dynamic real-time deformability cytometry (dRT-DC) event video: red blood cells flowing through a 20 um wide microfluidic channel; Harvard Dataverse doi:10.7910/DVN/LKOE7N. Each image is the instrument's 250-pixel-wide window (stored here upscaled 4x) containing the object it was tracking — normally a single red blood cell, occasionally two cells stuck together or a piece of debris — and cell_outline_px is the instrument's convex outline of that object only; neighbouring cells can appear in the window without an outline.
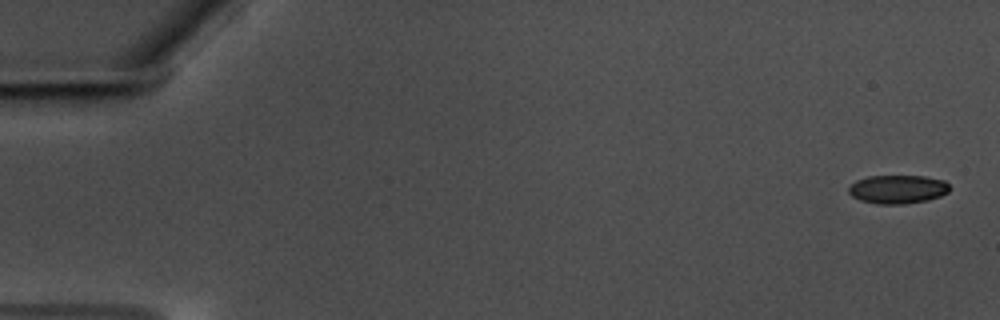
{"species": "common noctule bat (a hibernating species)", "species_latin": "Nyctalus noctula", "temperature_condition": "warm", "stored_images_in_passage": 51, "camera_frame_rate_fps": 3000, "um_per_image_px": 0.085, "animal": {"sex": "male", "body_mass_g": 17.5, "forearm_length_mm": 52.3}, "frame": {"image": 1, "passage_image": 1, "time_ms": 0.0, "image_size_px": [1000, 320], "cell_outline_px": [[948, 192], [940, 196], [928, 200], [904, 204], [876, 204], [860, 200], [852, 196], [848, 192], [848, 188], [856, 180], [868, 176], [924, 176], [944, 180], [948, 184]], "centroid_in_image_um": [76.29, 16.09], "position_along_channel_um": 8.7, "area_um2": 16.82}}
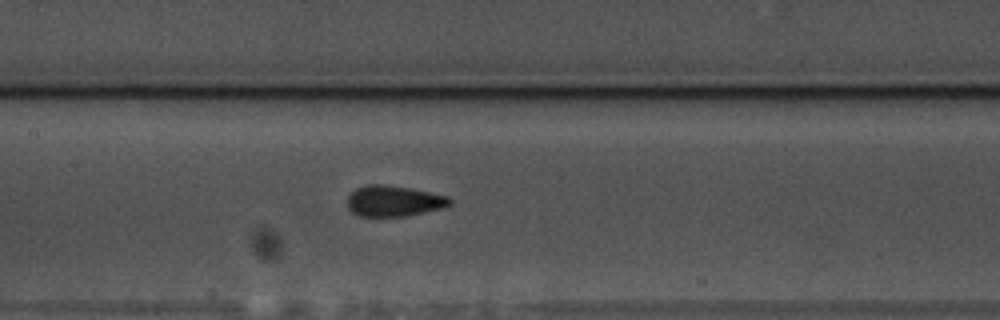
{"frame": {"image": 2, "passage_image": 28, "time_ms": 9.0, "image_size_px": [1000, 320], "cell_outline_px": [[452, 204], [444, 208], [404, 216], [360, 216], [352, 212], [348, 208], [348, 196], [356, 188], [364, 184], [384, 184], [412, 188], [448, 196], [452, 200]], "centroid_in_image_um": [33.49, 17.07], "position_along_channel_um": 173.9, "area_um2": 18.55}}
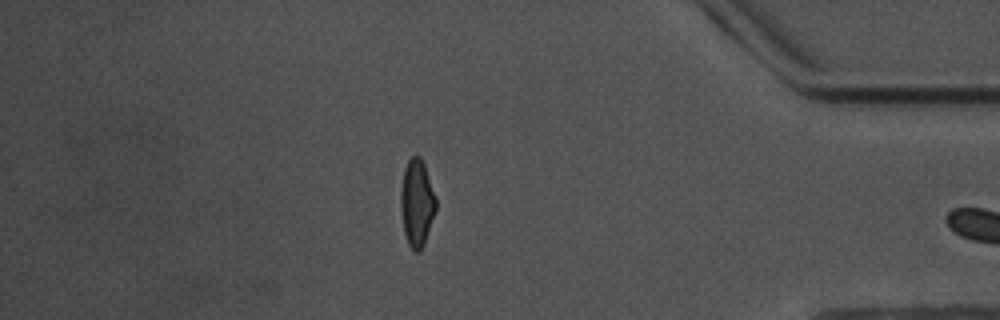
{"frame": {"image": 3, "passage_image": 50, "time_ms": 16.333, "image_size_px": [1000, 320], "cell_outline_px": [[436, 208], [424, 244], [420, 252], [416, 252], [408, 244], [404, 232], [400, 200], [400, 192], [404, 168], [408, 160], [412, 156], [420, 156], [424, 164], [436, 196]], "centroid_in_image_um": [35.43, 17.23], "position_along_channel_um": 399.8, "area_um2": 17.74}}